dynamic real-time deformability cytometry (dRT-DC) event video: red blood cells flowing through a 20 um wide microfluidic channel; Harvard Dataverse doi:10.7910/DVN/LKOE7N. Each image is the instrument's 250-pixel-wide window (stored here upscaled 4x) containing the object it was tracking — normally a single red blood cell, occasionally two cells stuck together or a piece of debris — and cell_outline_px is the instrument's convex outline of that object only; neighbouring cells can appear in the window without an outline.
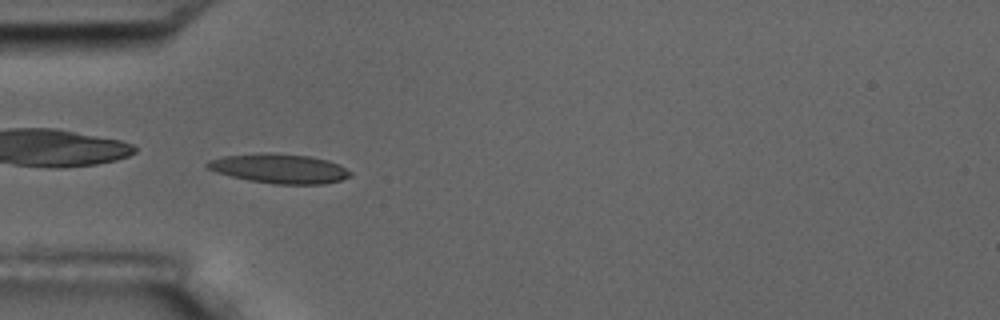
{"species": "common noctule bat (a hibernating species)", "species_latin": "Nyctalus noctula", "temperature_condition": "room temperature", "stored_images_in_passage": 7, "camera_frame_rate_fps": 3000, "um_per_image_px": 0.085, "animal": {"sex": "male", "body_mass_g": 17.5, "forearm_length_mm": 52.3}, "frame": {"image": 1, "passage_image": 6, "time_ms": 5.667, "image_size_px": [1000, 320], "cell_outline_px": [[352, 176], [340, 180], [324, 184], [272, 184], [248, 180], [216, 172], [208, 168], [204, 164], [208, 160], [224, 156], [268, 152], [312, 156], [328, 160], [340, 164], [352, 172]], "centroid_in_image_um": [23.78, 14.32], "position_along_channel_um": 61.2, "area_um2": 24.74}}